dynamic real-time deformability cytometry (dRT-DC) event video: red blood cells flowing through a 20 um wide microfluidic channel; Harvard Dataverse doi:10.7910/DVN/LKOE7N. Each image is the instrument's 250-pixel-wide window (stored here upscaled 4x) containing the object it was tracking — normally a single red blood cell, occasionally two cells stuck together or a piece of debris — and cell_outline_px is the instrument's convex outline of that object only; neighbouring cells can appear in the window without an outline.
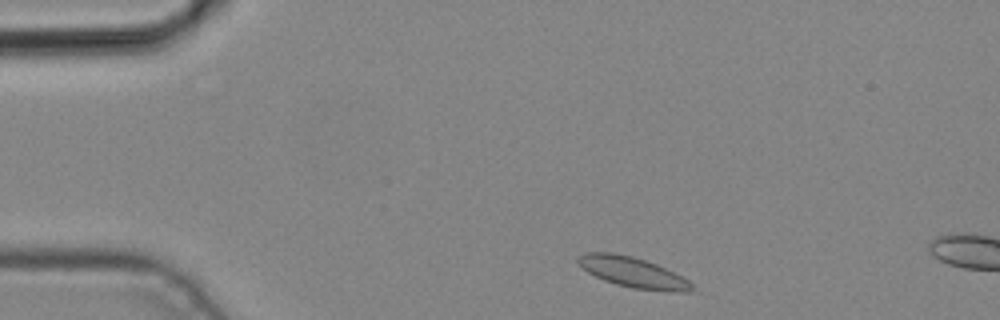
{"species": "common noctule bat (a hibernating species)", "species_latin": "Nyctalus noctula", "temperature_condition": "cold", "stored_images_in_passage": 2, "camera_frame_rate_fps": 3000, "um_per_image_px": 0.085, "animal": {"sex": "male", "body_mass_g": 19.2, "forearm_length_mm": 51.8}, "frame": {"image": 1, "passage_image": 1, "time_ms": 0.0, "image_size_px": [1000, 320], "cell_outline_px": [[692, 292], [668, 292], [632, 288], [616, 284], [604, 280], [588, 272], [576, 260], [576, 256], [584, 252], [612, 252], [632, 256], [656, 264], [688, 280], [692, 284]], "centroid_in_image_um": [53.77, 23.14], "position_along_channel_um": 31.2, "area_um2": 20.06}}